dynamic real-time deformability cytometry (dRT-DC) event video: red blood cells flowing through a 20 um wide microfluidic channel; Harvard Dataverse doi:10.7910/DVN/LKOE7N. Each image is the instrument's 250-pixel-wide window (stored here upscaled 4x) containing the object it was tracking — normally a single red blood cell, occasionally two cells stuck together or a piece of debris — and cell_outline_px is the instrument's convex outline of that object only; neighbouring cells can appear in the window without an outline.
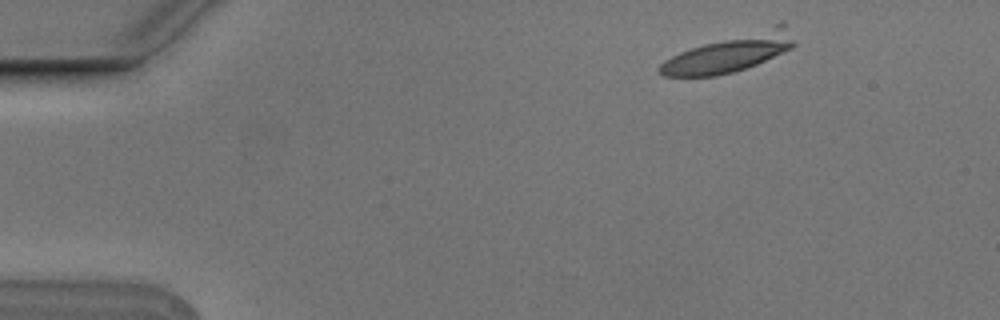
{"species": "Egyptian fruit bat (a non-hibernating species)", "species_latin": "Rousettus aegyptiacus", "temperature_condition": "cold", "stored_images_in_passage": 5, "camera_frame_rate_fps": 3000, "um_per_image_px": 0.085, "animal": {"sex": "male"}, "frame": {"image": 1, "passage_image": 1, "time_ms": 0.0, "image_size_px": [1000, 320], "cell_outline_px": [[796, 44], [792, 48], [756, 64], [732, 72], [716, 76], [664, 76], [656, 68], [664, 60], [680, 52], [704, 44], [776, 24], [788, 24]], "centroid_in_image_um": [62.05, 4.51], "position_along_channel_um": 22.9, "area_um2": 28.73}}
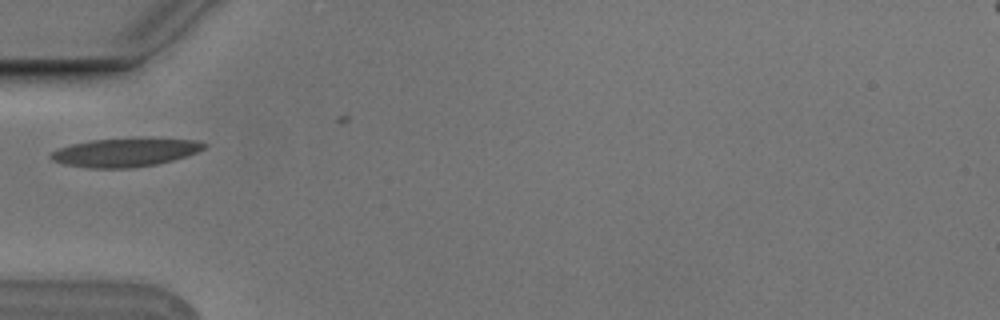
{"frame": {"image": 2, "passage_image": 4, "time_ms": 1.0, "image_size_px": [1000, 320], "cell_outline_px": [[208, 144], [204, 148], [196, 152], [172, 160], [156, 164], [132, 168], [88, 168], [64, 164], [52, 160], [48, 156], [52, 152], [60, 148], [72, 144], [92, 140], [136, 136], [200, 140]], "centroid_in_image_um": [10.67, 12.92], "position_along_channel_um": 74.3, "area_um2": 26.07}}